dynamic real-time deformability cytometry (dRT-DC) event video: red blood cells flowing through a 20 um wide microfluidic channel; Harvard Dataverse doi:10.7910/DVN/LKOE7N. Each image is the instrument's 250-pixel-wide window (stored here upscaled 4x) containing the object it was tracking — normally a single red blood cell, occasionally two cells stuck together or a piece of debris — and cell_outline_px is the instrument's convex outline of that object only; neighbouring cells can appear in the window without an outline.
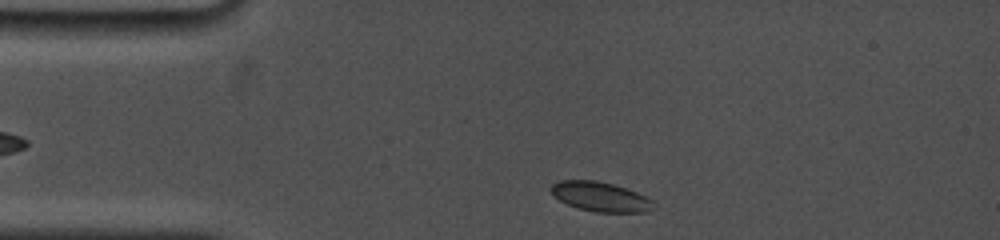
{"species": "common noctule bat (a hibernating species)", "species_latin": "Nyctalus noctula", "temperature_condition": "cold", "stored_images_in_passage": 53, "camera_frame_rate_fps": 5000, "um_per_image_px": 0.085, "animal": {"sex": "female", "body_mass_g": 19.0, "forearm_length_mm": 53.3}, "frame": {"image": 1, "passage_image": 2, "time_ms": 0.2, "image_size_px": [1000, 240], "cell_outline_px": [[652, 208], [648, 212], [596, 212], [580, 208], [568, 204], [552, 196], [548, 188], [552, 184], [560, 180], [596, 180], [612, 184], [636, 192], [652, 200]], "centroid_in_image_um": [50.97, 16.71], "position_along_channel_um": 34.0, "area_um2": 17.51}}
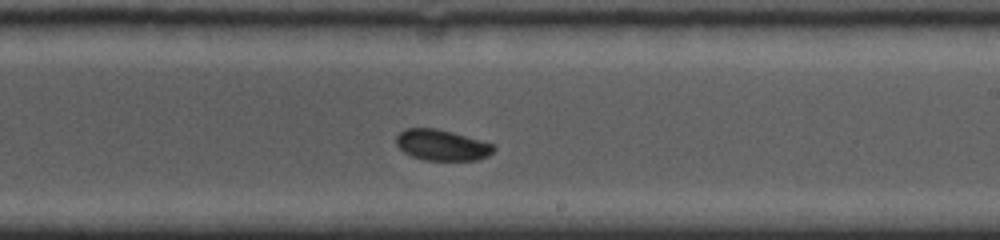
{"frame": {"image": 2, "passage_image": 28, "time_ms": 7.0, "image_size_px": [1000, 240], "cell_outline_px": [[496, 148], [488, 156], [476, 160], [424, 160], [412, 156], [404, 152], [396, 144], [396, 136], [404, 128], [436, 128], [452, 132], [496, 144]], "centroid_in_image_um": [37.57, 12.33], "position_along_channel_um": 251.4, "area_um2": 17.63}}
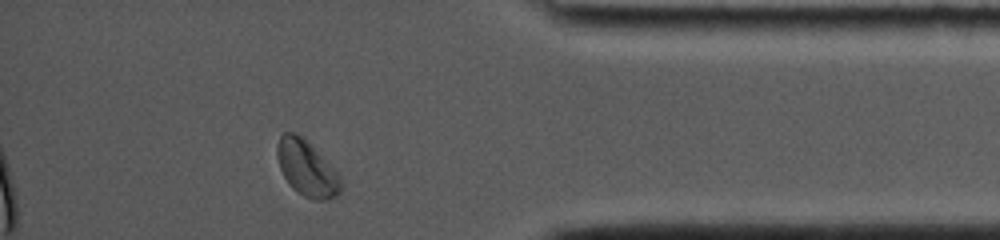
{"frame": {"image": 3, "passage_image": 50, "time_ms": 11.6, "image_size_px": [1000, 240], "cell_outline_px": [[344, 184], [340, 192], [336, 196], [324, 200], [316, 200], [304, 196], [292, 188], [288, 184], [280, 168], [276, 156], [276, 144], [280, 136], [284, 132], [296, 132], [340, 176]], "centroid_in_image_um": [26.04, 14.34], "position_along_channel_um": 409.2, "area_um2": 20.29}, "authors_computed_cell_mechanics": {"area_um2": 17.918, "velocity_mm_per_s": 3.722, "shape_relaxation_time_tau1_ms": 2.5397, "shape_relaxation_time_tau2_ms": null, "deformation_change_tau1": 0.0506, "deformation_change_tau2": null}}